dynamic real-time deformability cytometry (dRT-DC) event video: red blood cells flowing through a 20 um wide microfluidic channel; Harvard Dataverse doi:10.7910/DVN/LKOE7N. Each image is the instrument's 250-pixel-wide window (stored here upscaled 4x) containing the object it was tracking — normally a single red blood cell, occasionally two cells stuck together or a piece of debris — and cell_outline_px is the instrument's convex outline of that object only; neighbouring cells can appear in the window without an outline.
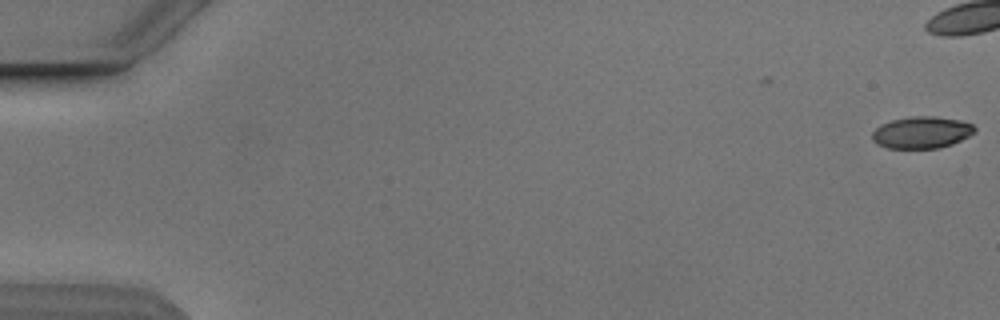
{"species": "Egyptian fruit bat (a non-hibernating species)", "species_latin": "Rousettus aegyptiacus", "temperature_condition": "cold", "stored_images_in_passage": 8, "camera_frame_rate_fps": 3000, "um_per_image_px": 0.085, "animal": {"sex": "male"}, "frame": {"image": 1, "passage_image": 1, "time_ms": 0.0, "image_size_px": [1000, 320], "cell_outline_px": [[976, 132], [952, 144], [936, 148], [888, 148], [872, 140], [872, 132], [880, 124], [892, 120], [908, 116], [936, 116], [960, 120], [972, 124], [976, 128]], "centroid_in_image_um": [78.34, 11.24], "position_along_channel_um": 6.7, "area_um2": 19.02}}
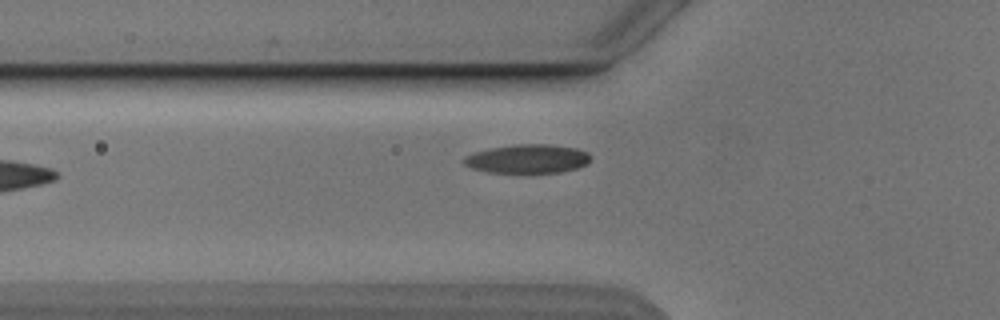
{"frame": {"image": 2, "passage_image": 7, "time_ms": 7.333, "image_size_px": [1000, 320], "cell_outline_px": [[592, 156], [588, 164], [576, 168], [560, 172], [488, 172], [472, 168], [464, 164], [460, 160], [464, 156], [488, 148], [516, 144], [548, 144], [576, 148], [588, 152]], "centroid_in_image_um": [44.84, 13.49], "position_along_channel_um": 81.0, "area_um2": 21.33}}
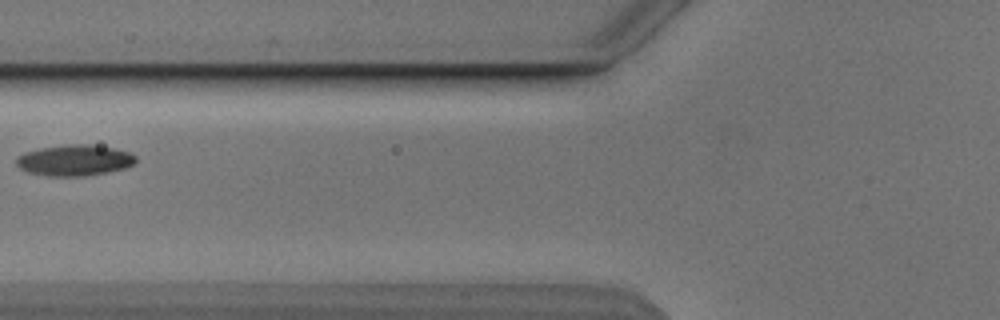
{"frame": {"image": 3, "passage_image": 8, "time_ms": 8.333, "image_size_px": [1000, 320], "cell_outline_px": [[136, 160], [132, 164], [124, 168], [108, 172], [84, 176], [52, 176], [28, 172], [20, 168], [16, 164], [16, 156], [24, 152], [40, 148], [64, 144], [92, 144], [116, 148], [132, 152], [136, 156]], "centroid_in_image_um": [6.34, 13.6], "position_along_channel_um": 119.5, "area_um2": 21.79}}